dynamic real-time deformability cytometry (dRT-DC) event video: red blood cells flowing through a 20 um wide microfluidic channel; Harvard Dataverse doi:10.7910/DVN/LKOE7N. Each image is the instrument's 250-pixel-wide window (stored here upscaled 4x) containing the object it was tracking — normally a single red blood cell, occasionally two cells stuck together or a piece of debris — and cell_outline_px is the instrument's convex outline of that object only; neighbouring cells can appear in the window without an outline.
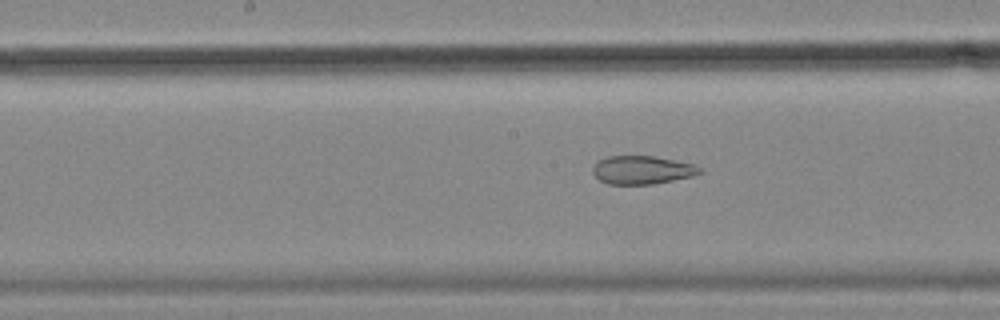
{"species": "common noctule bat (a hibernating species)", "species_latin": "Nyctalus noctula", "temperature_condition": "cold", "stored_images_in_passage": 49, "camera_frame_rate_fps": 3000, "um_per_image_px": 0.085, "animal": {"sex": "female", "body_mass_g": 18.4}, "frame": {"image": 1, "passage_image": 21, "time_ms": 6.667, "image_size_px": [1000, 320], "cell_outline_px": [[704, 172], [692, 176], [652, 184], [608, 184], [600, 180], [592, 172], [592, 168], [596, 160], [608, 156], [656, 156], [696, 164]], "centroid_in_image_um": [54.58, 14.43], "position_along_channel_um": 193.6, "area_um2": 17.8}}
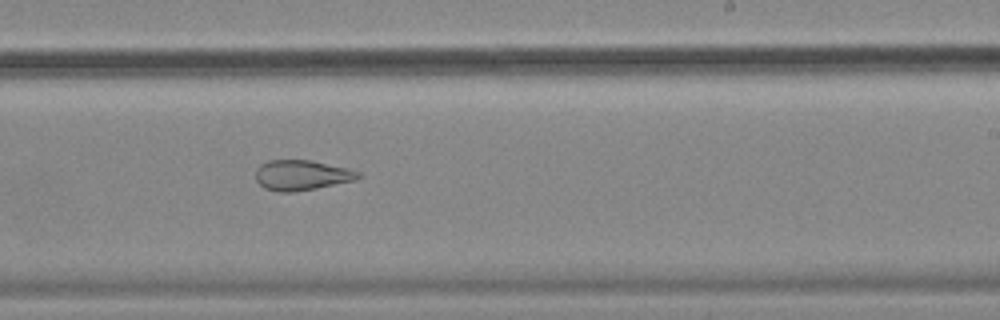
{"frame": {"image": 2, "passage_image": 27, "time_ms": 8.667, "image_size_px": [1000, 320], "cell_outline_px": [[364, 176], [356, 180], [316, 188], [292, 192], [276, 192], [264, 188], [256, 180], [256, 168], [260, 164], [268, 160], [312, 160], [348, 168], [360, 172]], "centroid_in_image_um": [25.66, 14.88], "position_along_channel_um": 263.3, "area_um2": 18.26}}
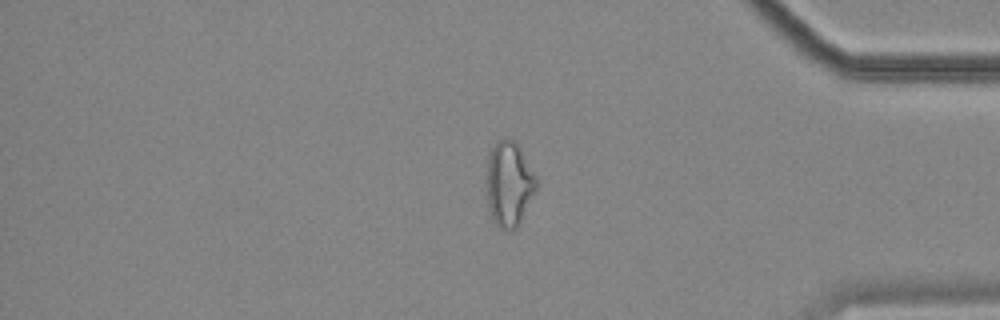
{"frame": {"image": 3, "passage_image": 40, "time_ms": 13.0, "image_size_px": [1000, 320], "cell_outline_px": [[540, 184], [536, 192], [516, 228], [500, 228], [492, 220], [488, 208], [488, 156], [496, 140], [504, 136], [508, 136], [516, 140], [540, 180]], "centroid_in_image_um": [43.32, 15.55], "position_along_channel_um": 391.9, "area_um2": 25.09}, "authors_computed_cell_mechanics": {"area_um2": 23.9292, "velocity_mm_per_s": 3.5068, "shape_relaxation_time_tau1_ms": null, "shape_relaxation_time_tau2_ms": 2.669, "deformation_change_tau1": null, "deformation_change_tau2": 0.1143}}